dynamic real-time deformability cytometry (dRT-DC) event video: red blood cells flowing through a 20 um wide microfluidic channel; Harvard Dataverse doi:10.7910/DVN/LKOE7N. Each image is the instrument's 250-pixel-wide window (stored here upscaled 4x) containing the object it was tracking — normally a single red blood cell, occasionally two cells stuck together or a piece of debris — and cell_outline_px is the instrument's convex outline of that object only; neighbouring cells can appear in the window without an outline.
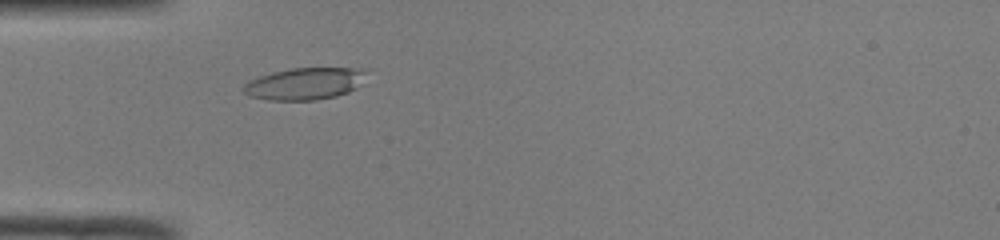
{"species": "common noctule bat (a hibernating species)", "species_latin": "Nyctalus noctula", "temperature_condition": "room temperature", "stored_images_in_passage": 43, "camera_frame_rate_fps": 3000, "um_per_image_px": 0.085, "animal": {"sex": "male", "body_mass_g": 19.0, "forearm_length_mm": 50.8}, "frame": {"image": 1, "passage_image": 8, "time_ms": 2.333, "image_size_px": [1000, 240], "cell_outline_px": [[368, 72], [356, 88], [348, 92], [336, 96], [316, 100], [268, 100], [248, 96], [244, 92], [244, 84], [248, 80], [272, 72], [292, 68], [360, 68]], "centroid_in_image_um": [25.88, 7.11], "position_along_channel_um": 59.1, "area_um2": 22.89}}
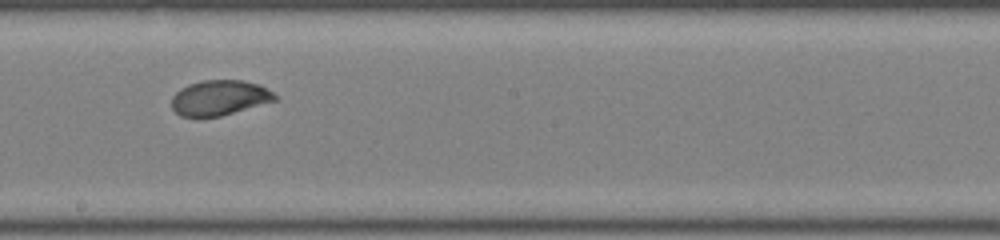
{"frame": {"image": 2, "passage_image": 21, "time_ms": 6.667, "image_size_px": [1000, 240], "cell_outline_px": [[276, 100], [220, 116], [180, 116], [172, 108], [172, 96], [180, 88], [188, 84], [204, 80], [244, 80], [260, 84], [272, 92], [276, 96]], "centroid_in_image_um": [18.64, 8.29], "position_along_channel_um": 229.6, "area_um2": 20.98}}
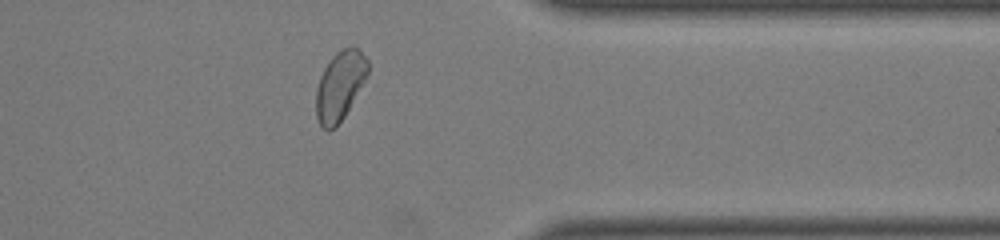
{"frame": {"image": 3, "passage_image": 33, "time_ms": 10.667, "image_size_px": [1000, 240], "cell_outline_px": [[368, 72], [364, 80], [344, 116], [328, 132], [320, 124], [316, 116], [316, 88], [320, 76], [324, 68], [332, 56], [336, 52], [352, 44], [360, 48], [368, 60]], "centroid_in_image_um": [28.88, 7.22], "position_along_channel_um": 382.5, "area_um2": 20.63}, "authors_computed_cell_mechanics": {"area_um2": 22.0796, "velocity_mm_per_s": 4.0334, "shape_relaxation_time_tau1_ms": 5.1641, "shape_relaxation_time_tau2_ms": 0.6149, "deformation_change_tau1": 0.1515, "deformation_change_tau2": 0.044}}